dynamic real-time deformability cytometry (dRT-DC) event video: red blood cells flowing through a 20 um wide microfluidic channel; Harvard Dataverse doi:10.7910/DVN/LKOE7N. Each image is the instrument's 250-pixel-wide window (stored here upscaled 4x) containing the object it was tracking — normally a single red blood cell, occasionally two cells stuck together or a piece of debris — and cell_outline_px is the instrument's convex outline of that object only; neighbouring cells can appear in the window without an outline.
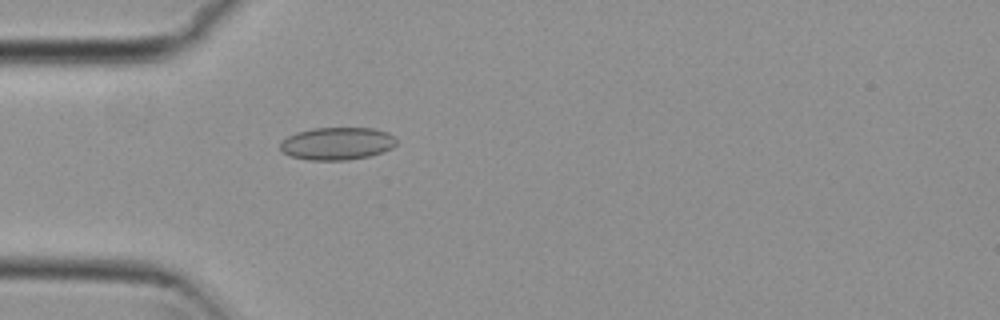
{"species": "common noctule bat (a hibernating species)", "species_latin": "Nyctalus noctula", "temperature_condition": "cold", "stored_images_in_passage": 45, "camera_frame_rate_fps": 3000, "um_per_image_px": 0.085, "animal": {"sex": "female", "body_mass_g": 29.2, "forearm_length_mm": 56.3}, "frame": {"image": 1, "passage_image": 6, "time_ms": 1.667, "image_size_px": [1000, 320], "cell_outline_px": [[396, 144], [392, 148], [368, 156], [348, 160], [312, 160], [292, 156], [284, 152], [280, 148], [280, 140], [296, 132], [312, 128], [372, 128], [388, 132], [396, 140]], "centroid_in_image_um": [28.63, 12.19], "position_along_channel_um": 56.4, "area_um2": 21.96}}
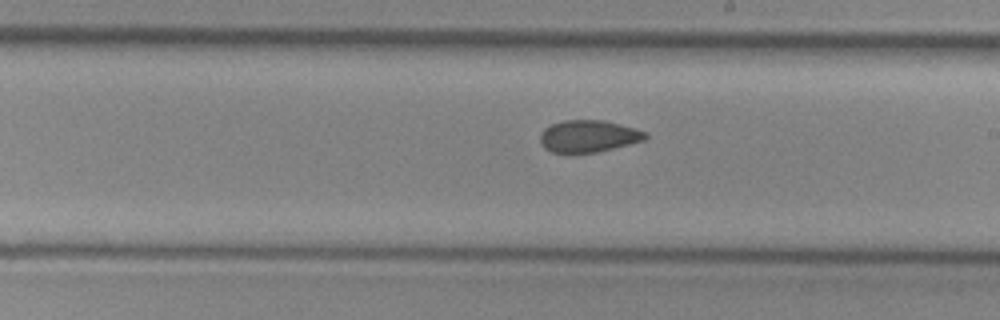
{"frame": {"image": 2, "passage_image": 21, "time_ms": 6.667, "image_size_px": [1000, 320], "cell_outline_px": [[648, 136], [644, 140], [596, 152], [572, 156], [552, 152], [544, 148], [540, 144], [540, 132], [544, 128], [552, 124], [564, 120], [604, 120], [636, 128], [648, 132]], "centroid_in_image_um": [49.97, 11.6], "position_along_channel_um": 239.0, "area_um2": 20.23}}
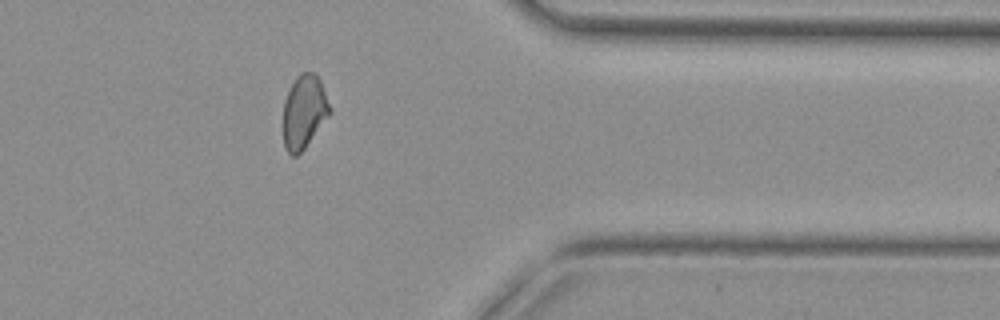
{"frame": {"image": 3, "passage_image": 34, "time_ms": 11.0, "image_size_px": [1000, 320], "cell_outline_px": [[332, 112], [304, 148], [296, 156], [292, 156], [284, 148], [284, 100], [296, 76], [300, 72], [312, 72], [320, 80], [332, 108]], "centroid_in_image_um": [25.86, 9.49], "position_along_channel_um": 385.5, "area_um2": 19.83}, "authors_computed_cell_mechanics": {"area_um2": 20.2878, "velocity_mm_per_s": 3.7517, "shape_relaxation_time_tau1_ms": null, "shape_relaxation_time_tau2_ms": 2.6939, "deformation_change_tau1": null, "deformation_change_tau2": 0.0642}}